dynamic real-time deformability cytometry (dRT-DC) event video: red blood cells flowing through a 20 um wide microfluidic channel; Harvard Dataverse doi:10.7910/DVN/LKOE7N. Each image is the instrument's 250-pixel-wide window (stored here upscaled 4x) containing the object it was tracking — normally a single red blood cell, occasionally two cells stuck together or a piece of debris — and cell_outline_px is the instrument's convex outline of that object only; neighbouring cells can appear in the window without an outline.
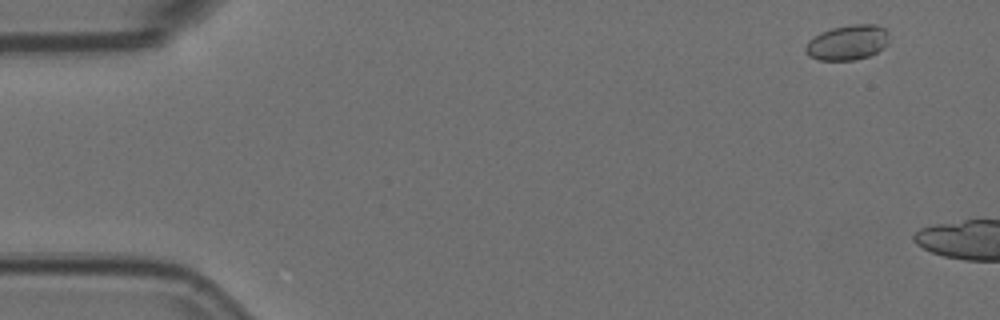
{"species": "Egyptian fruit bat (a non-hibernating species)", "species_latin": "Rousettus aegyptiacus", "temperature_condition": "room temperature", "stored_images_in_passage": 3, "camera_frame_rate_fps": 3000, "um_per_image_px": 0.085, "animal": {"sex": "female"}, "frame": {"image": 1, "passage_image": 1, "time_ms": 0.0, "image_size_px": [1000, 320], "cell_outline_px": [[888, 44], [876, 52], [868, 56], [852, 60], [820, 60], [808, 56], [804, 52], [804, 48], [808, 40], [820, 32], [832, 28], [852, 24], [876, 24], [884, 28], [888, 32]], "centroid_in_image_um": [72.01, 3.61], "position_along_channel_um": 13.0, "area_um2": 17.17}}